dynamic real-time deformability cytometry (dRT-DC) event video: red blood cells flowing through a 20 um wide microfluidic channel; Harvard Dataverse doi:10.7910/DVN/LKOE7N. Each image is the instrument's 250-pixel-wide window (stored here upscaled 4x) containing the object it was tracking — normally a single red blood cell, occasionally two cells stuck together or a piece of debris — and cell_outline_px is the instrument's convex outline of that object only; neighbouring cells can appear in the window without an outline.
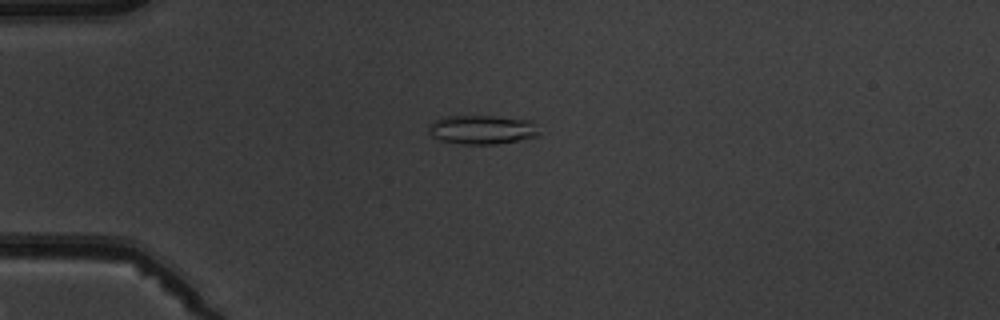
{"species": "common noctule bat (a hibernating species)", "species_latin": "Nyctalus noctula", "temperature_condition": "warm", "stored_images_in_passage": 5, "camera_frame_rate_fps": 3000, "um_per_image_px": 0.085, "animal": {"sex": "male", "body_mass_g": 19.5, "forearm_length_mm": 54.6}, "frame": {"image": 1, "passage_image": 1, "time_ms": 0.0, "image_size_px": [1000, 320], "cell_outline_px": [[540, 136], [524, 140], [496, 144], [460, 144], [440, 140], [432, 136], [428, 132], [428, 124], [432, 120], [444, 116], [496, 116], [532, 120], [536, 124], [540, 132]], "centroid_in_image_um": [41.0, 11.02], "position_along_channel_um": 44.0, "area_um2": 19.25}}
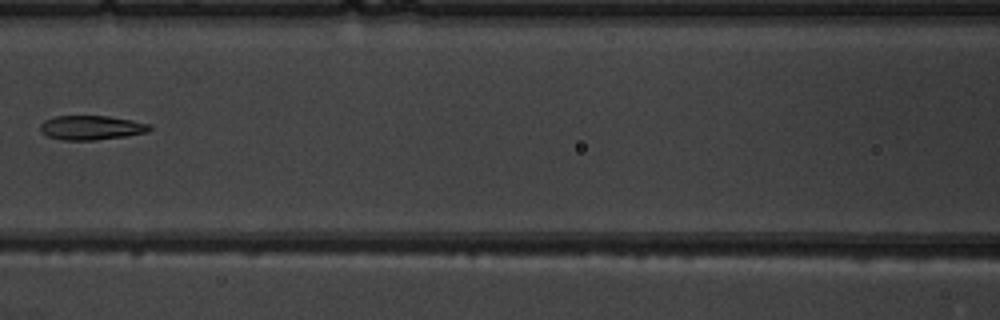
{"frame": {"image": 2, "passage_image": 4, "time_ms": 3.667, "image_size_px": [1000, 320], "cell_outline_px": [[152, 128], [148, 132], [128, 136], [96, 140], [64, 140], [48, 136], [40, 132], [40, 124], [44, 120], [56, 116], [108, 116], [132, 120], [148, 124]], "centroid_in_image_um": [7.76, 10.85], "position_along_channel_um": 158.8, "area_um2": 15.55}}